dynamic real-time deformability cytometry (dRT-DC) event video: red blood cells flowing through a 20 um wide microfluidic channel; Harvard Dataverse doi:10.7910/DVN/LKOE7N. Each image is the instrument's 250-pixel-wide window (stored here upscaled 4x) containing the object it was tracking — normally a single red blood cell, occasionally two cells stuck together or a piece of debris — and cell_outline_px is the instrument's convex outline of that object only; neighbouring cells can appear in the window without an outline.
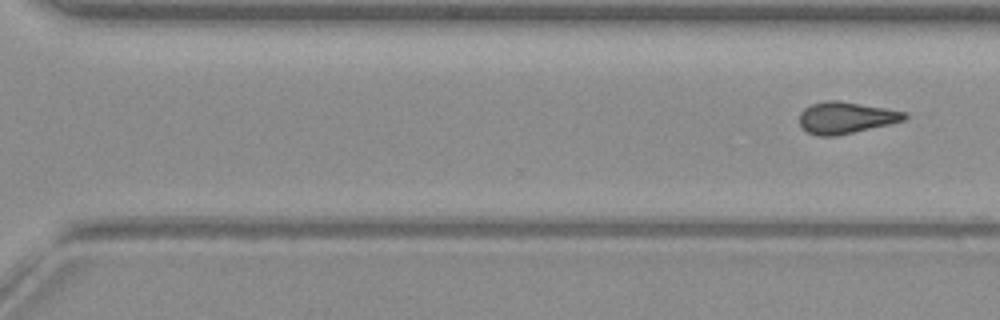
{"species": "common noctule bat (a hibernating species)", "species_latin": "Nyctalus noctula", "temperature_condition": "warm", "stored_images_in_passage": 10, "segment_of_instrument_passage": [2, 2], "camera_frame_rate_fps": 3000, "um_per_image_px": 0.085, "animal": {"sex": "female", "body_mass_g": 19.3, "forearm_length_mm": 54.1}, "frame": {"image": 1, "passage_image": 10, "time_ms": 11.667, "image_size_px": [1000, 320], "cell_outline_px": [[908, 116], [904, 120], [888, 124], [836, 136], [816, 136], [808, 132], [800, 124], [800, 112], [804, 108], [812, 104], [828, 100], [840, 100], [908, 112]], "centroid_in_image_um": [71.9, 9.99], "position_along_channel_um": 298.7, "area_um2": 19.31}}